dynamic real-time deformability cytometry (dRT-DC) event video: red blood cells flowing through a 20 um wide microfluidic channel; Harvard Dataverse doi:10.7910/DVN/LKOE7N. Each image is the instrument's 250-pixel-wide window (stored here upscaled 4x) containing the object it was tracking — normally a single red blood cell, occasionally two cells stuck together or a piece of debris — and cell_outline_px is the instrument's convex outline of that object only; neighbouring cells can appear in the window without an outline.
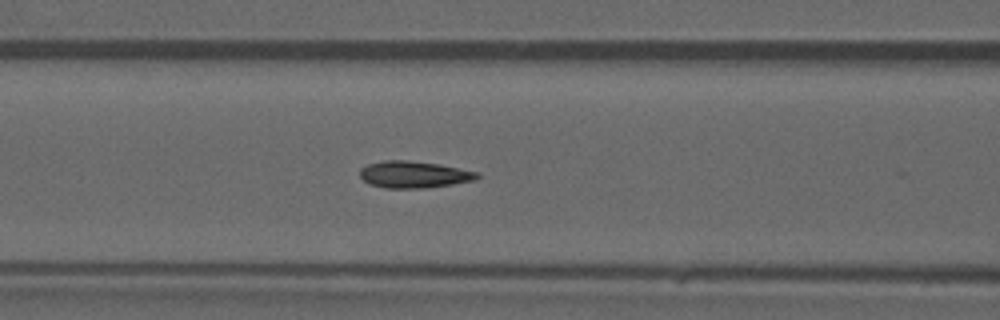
{"species": "common noctule bat (a hibernating species)", "species_latin": "Nyctalus noctula", "temperature_condition": "warm", "stored_images_in_passage": 33, "camera_frame_rate_fps": 3000, "um_per_image_px": 0.085, "animal": {"sex": "male", "forearm_length_mm": 52.5}, "frame": {"image": 1, "passage_image": 6, "time_ms": 1.667, "image_size_px": [1000, 320], "cell_outline_px": [[480, 176], [476, 180], [428, 188], [384, 188], [372, 184], [364, 180], [360, 176], [360, 168], [368, 164], [384, 160], [408, 160], [440, 164], [480, 172]], "centroid_in_image_um": [35.22, 14.83], "position_along_channel_um": 131.4, "area_um2": 18.44}}